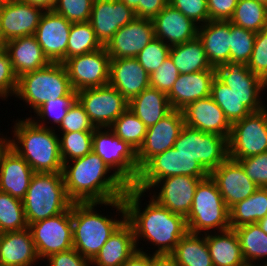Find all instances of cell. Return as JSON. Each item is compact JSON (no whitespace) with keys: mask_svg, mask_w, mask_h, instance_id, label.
<instances>
[{"mask_svg":"<svg viewBox=\"0 0 267 266\" xmlns=\"http://www.w3.org/2000/svg\"><path fill=\"white\" fill-rule=\"evenodd\" d=\"M144 193L132 186L127 188L123 196L126 221L132 226L136 248L140 250L138 245L142 239L155 246L153 254H171L188 232L186 219L159 205L151 197L142 209L141 198L144 195L147 197Z\"/></svg>","mask_w":267,"mask_h":266,"instance_id":"6da1fadb","label":"cell"},{"mask_svg":"<svg viewBox=\"0 0 267 266\" xmlns=\"http://www.w3.org/2000/svg\"><path fill=\"white\" fill-rule=\"evenodd\" d=\"M62 176L73 203L121 199L128 188L94 151L63 163Z\"/></svg>","mask_w":267,"mask_h":266,"instance_id":"7a4b0ae2","label":"cell"},{"mask_svg":"<svg viewBox=\"0 0 267 266\" xmlns=\"http://www.w3.org/2000/svg\"><path fill=\"white\" fill-rule=\"evenodd\" d=\"M97 205L111 206L119 219L97 211ZM98 212V213H97ZM120 213V214H119ZM73 248L92 261L113 232L126 220L123 198L104 203H72Z\"/></svg>","mask_w":267,"mask_h":266,"instance_id":"3957f363","label":"cell"},{"mask_svg":"<svg viewBox=\"0 0 267 266\" xmlns=\"http://www.w3.org/2000/svg\"><path fill=\"white\" fill-rule=\"evenodd\" d=\"M12 129L11 148L35 173H62L59 134L55 128L38 126L28 117L16 120Z\"/></svg>","mask_w":267,"mask_h":266,"instance_id":"277c9868","label":"cell"},{"mask_svg":"<svg viewBox=\"0 0 267 266\" xmlns=\"http://www.w3.org/2000/svg\"><path fill=\"white\" fill-rule=\"evenodd\" d=\"M22 202L28 226L67 211L73 203L62 173H34Z\"/></svg>","mask_w":267,"mask_h":266,"instance_id":"5b68a950","label":"cell"},{"mask_svg":"<svg viewBox=\"0 0 267 266\" xmlns=\"http://www.w3.org/2000/svg\"><path fill=\"white\" fill-rule=\"evenodd\" d=\"M66 95H77V91L73 89L63 63H50L18 77L15 98L26 102L34 112L46 101Z\"/></svg>","mask_w":267,"mask_h":266,"instance_id":"8992f818","label":"cell"},{"mask_svg":"<svg viewBox=\"0 0 267 266\" xmlns=\"http://www.w3.org/2000/svg\"><path fill=\"white\" fill-rule=\"evenodd\" d=\"M185 219L187 230L192 234L204 235L231 228L229 209L210 175L199 181L191 210Z\"/></svg>","mask_w":267,"mask_h":266,"instance_id":"52a82bcc","label":"cell"},{"mask_svg":"<svg viewBox=\"0 0 267 266\" xmlns=\"http://www.w3.org/2000/svg\"><path fill=\"white\" fill-rule=\"evenodd\" d=\"M92 151L128 186L132 187L139 177L137 151L116 136L109 128H95L92 135Z\"/></svg>","mask_w":267,"mask_h":266,"instance_id":"ba28073f","label":"cell"},{"mask_svg":"<svg viewBox=\"0 0 267 266\" xmlns=\"http://www.w3.org/2000/svg\"><path fill=\"white\" fill-rule=\"evenodd\" d=\"M175 175L206 178L209 173L190 155L179 153L174 147L152 157L139 172L133 187L148 190L160 179Z\"/></svg>","mask_w":267,"mask_h":266,"instance_id":"9c48e42d","label":"cell"},{"mask_svg":"<svg viewBox=\"0 0 267 266\" xmlns=\"http://www.w3.org/2000/svg\"><path fill=\"white\" fill-rule=\"evenodd\" d=\"M174 148L181 154L190 155L210 174L228 157V138L216 133H206L184 125Z\"/></svg>","mask_w":267,"mask_h":266,"instance_id":"30bf717a","label":"cell"},{"mask_svg":"<svg viewBox=\"0 0 267 266\" xmlns=\"http://www.w3.org/2000/svg\"><path fill=\"white\" fill-rule=\"evenodd\" d=\"M267 152V107L251 112L231 125L229 158L234 160Z\"/></svg>","mask_w":267,"mask_h":266,"instance_id":"8fae6325","label":"cell"},{"mask_svg":"<svg viewBox=\"0 0 267 266\" xmlns=\"http://www.w3.org/2000/svg\"><path fill=\"white\" fill-rule=\"evenodd\" d=\"M28 228L42 261L52 254L73 248L71 207L61 214L32 223Z\"/></svg>","mask_w":267,"mask_h":266,"instance_id":"7c38bea8","label":"cell"},{"mask_svg":"<svg viewBox=\"0 0 267 266\" xmlns=\"http://www.w3.org/2000/svg\"><path fill=\"white\" fill-rule=\"evenodd\" d=\"M215 70L216 77L228 86L251 112H258L267 107L265 101H262L267 83L251 72L245 63L229 61Z\"/></svg>","mask_w":267,"mask_h":266,"instance_id":"4fadbf2b","label":"cell"},{"mask_svg":"<svg viewBox=\"0 0 267 266\" xmlns=\"http://www.w3.org/2000/svg\"><path fill=\"white\" fill-rule=\"evenodd\" d=\"M77 100L84 107L95 128L110 127L128 108L126 98L109 84L79 90Z\"/></svg>","mask_w":267,"mask_h":266,"instance_id":"5bb4252c","label":"cell"},{"mask_svg":"<svg viewBox=\"0 0 267 266\" xmlns=\"http://www.w3.org/2000/svg\"><path fill=\"white\" fill-rule=\"evenodd\" d=\"M110 56L102 48L87 54L67 59L65 65L71 85L75 91L108 85Z\"/></svg>","mask_w":267,"mask_h":266,"instance_id":"9a60e30c","label":"cell"},{"mask_svg":"<svg viewBox=\"0 0 267 266\" xmlns=\"http://www.w3.org/2000/svg\"><path fill=\"white\" fill-rule=\"evenodd\" d=\"M201 179L204 178L185 175L160 179L148 190V192L150 191L149 196L172 213L186 218L191 210L194 194ZM155 188L158 192L154 190Z\"/></svg>","mask_w":267,"mask_h":266,"instance_id":"2e32d148","label":"cell"},{"mask_svg":"<svg viewBox=\"0 0 267 266\" xmlns=\"http://www.w3.org/2000/svg\"><path fill=\"white\" fill-rule=\"evenodd\" d=\"M71 25V22L54 10L42 14L34 36L51 63L66 61Z\"/></svg>","mask_w":267,"mask_h":266,"instance_id":"e0dca14e","label":"cell"},{"mask_svg":"<svg viewBox=\"0 0 267 266\" xmlns=\"http://www.w3.org/2000/svg\"><path fill=\"white\" fill-rule=\"evenodd\" d=\"M184 125L181 110L173 109L156 124L147 128L143 144L137 150L139 170L155 155L174 147Z\"/></svg>","mask_w":267,"mask_h":266,"instance_id":"ac0fdd59","label":"cell"},{"mask_svg":"<svg viewBox=\"0 0 267 266\" xmlns=\"http://www.w3.org/2000/svg\"><path fill=\"white\" fill-rule=\"evenodd\" d=\"M155 39L153 21L135 18L121 27L106 44L111 59L136 58Z\"/></svg>","mask_w":267,"mask_h":266,"instance_id":"d6986e66","label":"cell"},{"mask_svg":"<svg viewBox=\"0 0 267 266\" xmlns=\"http://www.w3.org/2000/svg\"><path fill=\"white\" fill-rule=\"evenodd\" d=\"M136 18L135 11L121 0H94L89 22L102 46L124 25Z\"/></svg>","mask_w":267,"mask_h":266,"instance_id":"ffe728a7","label":"cell"},{"mask_svg":"<svg viewBox=\"0 0 267 266\" xmlns=\"http://www.w3.org/2000/svg\"><path fill=\"white\" fill-rule=\"evenodd\" d=\"M209 175L215 181L228 209L259 188L246 175L242 165L229 157Z\"/></svg>","mask_w":267,"mask_h":266,"instance_id":"44dd1931","label":"cell"},{"mask_svg":"<svg viewBox=\"0 0 267 266\" xmlns=\"http://www.w3.org/2000/svg\"><path fill=\"white\" fill-rule=\"evenodd\" d=\"M44 10L21 0H0V23L6 41L34 35Z\"/></svg>","mask_w":267,"mask_h":266,"instance_id":"7402d4cb","label":"cell"},{"mask_svg":"<svg viewBox=\"0 0 267 266\" xmlns=\"http://www.w3.org/2000/svg\"><path fill=\"white\" fill-rule=\"evenodd\" d=\"M181 112L185 125L229 138L231 124L211 96L191 102Z\"/></svg>","mask_w":267,"mask_h":266,"instance_id":"603a6c76","label":"cell"},{"mask_svg":"<svg viewBox=\"0 0 267 266\" xmlns=\"http://www.w3.org/2000/svg\"><path fill=\"white\" fill-rule=\"evenodd\" d=\"M152 21L155 38L170 47L192 40L198 35L199 25L169 3Z\"/></svg>","mask_w":267,"mask_h":266,"instance_id":"cb8c5ba5","label":"cell"},{"mask_svg":"<svg viewBox=\"0 0 267 266\" xmlns=\"http://www.w3.org/2000/svg\"><path fill=\"white\" fill-rule=\"evenodd\" d=\"M108 84L129 101L150 87V75L136 58L111 59Z\"/></svg>","mask_w":267,"mask_h":266,"instance_id":"d4e9b609","label":"cell"},{"mask_svg":"<svg viewBox=\"0 0 267 266\" xmlns=\"http://www.w3.org/2000/svg\"><path fill=\"white\" fill-rule=\"evenodd\" d=\"M215 77V69L180 74L167 94L172 109L182 110L191 102L210 96Z\"/></svg>","mask_w":267,"mask_h":266,"instance_id":"484cf974","label":"cell"},{"mask_svg":"<svg viewBox=\"0 0 267 266\" xmlns=\"http://www.w3.org/2000/svg\"><path fill=\"white\" fill-rule=\"evenodd\" d=\"M39 260L29 228L0 233V266H33Z\"/></svg>","mask_w":267,"mask_h":266,"instance_id":"4316f807","label":"cell"},{"mask_svg":"<svg viewBox=\"0 0 267 266\" xmlns=\"http://www.w3.org/2000/svg\"><path fill=\"white\" fill-rule=\"evenodd\" d=\"M34 173L29 164L10 148L0 165V192L23 200Z\"/></svg>","mask_w":267,"mask_h":266,"instance_id":"83f0119b","label":"cell"},{"mask_svg":"<svg viewBox=\"0 0 267 266\" xmlns=\"http://www.w3.org/2000/svg\"><path fill=\"white\" fill-rule=\"evenodd\" d=\"M5 50L9 55L12 68L17 77L24 73L44 68L51 63L34 35L7 41Z\"/></svg>","mask_w":267,"mask_h":266,"instance_id":"f1b7e54d","label":"cell"},{"mask_svg":"<svg viewBox=\"0 0 267 266\" xmlns=\"http://www.w3.org/2000/svg\"><path fill=\"white\" fill-rule=\"evenodd\" d=\"M208 62L216 68L230 61V21H208L198 27Z\"/></svg>","mask_w":267,"mask_h":266,"instance_id":"f546056e","label":"cell"},{"mask_svg":"<svg viewBox=\"0 0 267 266\" xmlns=\"http://www.w3.org/2000/svg\"><path fill=\"white\" fill-rule=\"evenodd\" d=\"M136 250L132 226L125 220L101 247L91 265L121 266Z\"/></svg>","mask_w":267,"mask_h":266,"instance_id":"4dcf8cb0","label":"cell"},{"mask_svg":"<svg viewBox=\"0 0 267 266\" xmlns=\"http://www.w3.org/2000/svg\"><path fill=\"white\" fill-rule=\"evenodd\" d=\"M213 234L206 233L205 238L214 266H247L234 229L229 228Z\"/></svg>","mask_w":267,"mask_h":266,"instance_id":"1f68e13d","label":"cell"},{"mask_svg":"<svg viewBox=\"0 0 267 266\" xmlns=\"http://www.w3.org/2000/svg\"><path fill=\"white\" fill-rule=\"evenodd\" d=\"M130 109L147 128L156 124L168 115L173 109L167 94L158 89L148 87L139 95L128 101Z\"/></svg>","mask_w":267,"mask_h":266,"instance_id":"d6a6232c","label":"cell"},{"mask_svg":"<svg viewBox=\"0 0 267 266\" xmlns=\"http://www.w3.org/2000/svg\"><path fill=\"white\" fill-rule=\"evenodd\" d=\"M169 56L180 74L215 69L208 62L203 44L198 36L182 44L171 46Z\"/></svg>","mask_w":267,"mask_h":266,"instance_id":"836d02e7","label":"cell"},{"mask_svg":"<svg viewBox=\"0 0 267 266\" xmlns=\"http://www.w3.org/2000/svg\"><path fill=\"white\" fill-rule=\"evenodd\" d=\"M171 255L178 266H214L205 234L187 232L179 240Z\"/></svg>","mask_w":267,"mask_h":266,"instance_id":"e575fe53","label":"cell"},{"mask_svg":"<svg viewBox=\"0 0 267 266\" xmlns=\"http://www.w3.org/2000/svg\"><path fill=\"white\" fill-rule=\"evenodd\" d=\"M234 230L238 235L242 256L247 266H262L260 261L263 258L266 259L263 262L265 265L267 263V234L257 223L245 224Z\"/></svg>","mask_w":267,"mask_h":266,"instance_id":"d590c367","label":"cell"},{"mask_svg":"<svg viewBox=\"0 0 267 266\" xmlns=\"http://www.w3.org/2000/svg\"><path fill=\"white\" fill-rule=\"evenodd\" d=\"M267 216V188H258L251 196L229 209V223L232 229L257 223Z\"/></svg>","mask_w":267,"mask_h":266,"instance_id":"8d00e7d4","label":"cell"},{"mask_svg":"<svg viewBox=\"0 0 267 266\" xmlns=\"http://www.w3.org/2000/svg\"><path fill=\"white\" fill-rule=\"evenodd\" d=\"M229 21L257 33L267 28V6L257 0H238Z\"/></svg>","mask_w":267,"mask_h":266,"instance_id":"74e56055","label":"cell"},{"mask_svg":"<svg viewBox=\"0 0 267 266\" xmlns=\"http://www.w3.org/2000/svg\"><path fill=\"white\" fill-rule=\"evenodd\" d=\"M210 96L223 110L226 119L231 125L236 121L242 120L251 113V111L241 103L239 97L217 77L212 81Z\"/></svg>","mask_w":267,"mask_h":266,"instance_id":"f35d334b","label":"cell"},{"mask_svg":"<svg viewBox=\"0 0 267 266\" xmlns=\"http://www.w3.org/2000/svg\"><path fill=\"white\" fill-rule=\"evenodd\" d=\"M102 47L89 21L72 23L67 45L66 60L73 56L94 52Z\"/></svg>","mask_w":267,"mask_h":266,"instance_id":"ab89813d","label":"cell"},{"mask_svg":"<svg viewBox=\"0 0 267 266\" xmlns=\"http://www.w3.org/2000/svg\"><path fill=\"white\" fill-rule=\"evenodd\" d=\"M109 128L116 136L128 142L136 151L143 144L147 133L146 125L128 108Z\"/></svg>","mask_w":267,"mask_h":266,"instance_id":"60d3db41","label":"cell"},{"mask_svg":"<svg viewBox=\"0 0 267 266\" xmlns=\"http://www.w3.org/2000/svg\"><path fill=\"white\" fill-rule=\"evenodd\" d=\"M26 228H28V223L22 200L0 192V233Z\"/></svg>","mask_w":267,"mask_h":266,"instance_id":"b9f144b4","label":"cell"},{"mask_svg":"<svg viewBox=\"0 0 267 266\" xmlns=\"http://www.w3.org/2000/svg\"><path fill=\"white\" fill-rule=\"evenodd\" d=\"M76 100L77 95H66L64 97H59L53 101H46L35 112H33L37 114H34L35 118L34 116L33 118L30 116L29 118L38 126L54 129V127L48 126L46 124H49L51 121L55 125L57 124V126L55 127L58 128L62 123L63 118L67 115L69 108Z\"/></svg>","mask_w":267,"mask_h":266,"instance_id":"7bdbcfd3","label":"cell"},{"mask_svg":"<svg viewBox=\"0 0 267 266\" xmlns=\"http://www.w3.org/2000/svg\"><path fill=\"white\" fill-rule=\"evenodd\" d=\"M93 131L67 132L59 134L60 155L63 163L84 157L92 151Z\"/></svg>","mask_w":267,"mask_h":266,"instance_id":"ee69618b","label":"cell"},{"mask_svg":"<svg viewBox=\"0 0 267 266\" xmlns=\"http://www.w3.org/2000/svg\"><path fill=\"white\" fill-rule=\"evenodd\" d=\"M256 33L230 22V62L247 65L254 48Z\"/></svg>","mask_w":267,"mask_h":266,"instance_id":"f6af8a7d","label":"cell"},{"mask_svg":"<svg viewBox=\"0 0 267 266\" xmlns=\"http://www.w3.org/2000/svg\"><path fill=\"white\" fill-rule=\"evenodd\" d=\"M170 53V46L155 38L136 56L149 75L158 69Z\"/></svg>","mask_w":267,"mask_h":266,"instance_id":"bcb514c9","label":"cell"},{"mask_svg":"<svg viewBox=\"0 0 267 266\" xmlns=\"http://www.w3.org/2000/svg\"><path fill=\"white\" fill-rule=\"evenodd\" d=\"M94 0H58L54 11L71 23L90 20Z\"/></svg>","mask_w":267,"mask_h":266,"instance_id":"7dc6e473","label":"cell"},{"mask_svg":"<svg viewBox=\"0 0 267 266\" xmlns=\"http://www.w3.org/2000/svg\"><path fill=\"white\" fill-rule=\"evenodd\" d=\"M60 129V130H59ZM94 125L89 120L88 114L84 107L76 100L69 108L67 115L63 118L62 123L55 130L60 133L93 131ZM62 131V132H61Z\"/></svg>","mask_w":267,"mask_h":266,"instance_id":"c3c4849f","label":"cell"},{"mask_svg":"<svg viewBox=\"0 0 267 266\" xmlns=\"http://www.w3.org/2000/svg\"><path fill=\"white\" fill-rule=\"evenodd\" d=\"M248 69L267 83V28L256 33Z\"/></svg>","mask_w":267,"mask_h":266,"instance_id":"681fc988","label":"cell"},{"mask_svg":"<svg viewBox=\"0 0 267 266\" xmlns=\"http://www.w3.org/2000/svg\"><path fill=\"white\" fill-rule=\"evenodd\" d=\"M180 73L170 56L150 75V87L168 94Z\"/></svg>","mask_w":267,"mask_h":266,"instance_id":"f907efd6","label":"cell"},{"mask_svg":"<svg viewBox=\"0 0 267 266\" xmlns=\"http://www.w3.org/2000/svg\"><path fill=\"white\" fill-rule=\"evenodd\" d=\"M246 175L259 187L267 188V152L237 160Z\"/></svg>","mask_w":267,"mask_h":266,"instance_id":"816d5d0a","label":"cell"},{"mask_svg":"<svg viewBox=\"0 0 267 266\" xmlns=\"http://www.w3.org/2000/svg\"><path fill=\"white\" fill-rule=\"evenodd\" d=\"M18 86V77L14 73L12 63L5 48L0 49V99L6 100L15 96ZM6 98V99H5Z\"/></svg>","mask_w":267,"mask_h":266,"instance_id":"f5cc1de1","label":"cell"},{"mask_svg":"<svg viewBox=\"0 0 267 266\" xmlns=\"http://www.w3.org/2000/svg\"><path fill=\"white\" fill-rule=\"evenodd\" d=\"M168 3L199 26L210 21L207 0H168Z\"/></svg>","mask_w":267,"mask_h":266,"instance_id":"db71d44e","label":"cell"},{"mask_svg":"<svg viewBox=\"0 0 267 266\" xmlns=\"http://www.w3.org/2000/svg\"><path fill=\"white\" fill-rule=\"evenodd\" d=\"M46 266H90L91 261L81 256L74 248L50 255Z\"/></svg>","mask_w":267,"mask_h":266,"instance_id":"11a10c76","label":"cell"},{"mask_svg":"<svg viewBox=\"0 0 267 266\" xmlns=\"http://www.w3.org/2000/svg\"><path fill=\"white\" fill-rule=\"evenodd\" d=\"M238 0H207L211 21H229L233 16Z\"/></svg>","mask_w":267,"mask_h":266,"instance_id":"9f6ffc18","label":"cell"},{"mask_svg":"<svg viewBox=\"0 0 267 266\" xmlns=\"http://www.w3.org/2000/svg\"><path fill=\"white\" fill-rule=\"evenodd\" d=\"M168 4V0H138L137 18L153 20Z\"/></svg>","mask_w":267,"mask_h":266,"instance_id":"6f0895ef","label":"cell"},{"mask_svg":"<svg viewBox=\"0 0 267 266\" xmlns=\"http://www.w3.org/2000/svg\"><path fill=\"white\" fill-rule=\"evenodd\" d=\"M142 249L144 248L141 247L140 250H136L121 266H150V253H146Z\"/></svg>","mask_w":267,"mask_h":266,"instance_id":"680465c9","label":"cell"},{"mask_svg":"<svg viewBox=\"0 0 267 266\" xmlns=\"http://www.w3.org/2000/svg\"><path fill=\"white\" fill-rule=\"evenodd\" d=\"M150 266H178L171 254H150Z\"/></svg>","mask_w":267,"mask_h":266,"instance_id":"91938a15","label":"cell"},{"mask_svg":"<svg viewBox=\"0 0 267 266\" xmlns=\"http://www.w3.org/2000/svg\"><path fill=\"white\" fill-rule=\"evenodd\" d=\"M44 11L53 10L58 0H21Z\"/></svg>","mask_w":267,"mask_h":266,"instance_id":"94428289","label":"cell"},{"mask_svg":"<svg viewBox=\"0 0 267 266\" xmlns=\"http://www.w3.org/2000/svg\"><path fill=\"white\" fill-rule=\"evenodd\" d=\"M3 136L4 135L0 133V165H1L4 155L11 148V137L7 138V135L6 137L5 136L3 137Z\"/></svg>","mask_w":267,"mask_h":266,"instance_id":"6125c7cd","label":"cell"},{"mask_svg":"<svg viewBox=\"0 0 267 266\" xmlns=\"http://www.w3.org/2000/svg\"><path fill=\"white\" fill-rule=\"evenodd\" d=\"M127 7L132 8L135 11L136 16L138 15V0H121Z\"/></svg>","mask_w":267,"mask_h":266,"instance_id":"be15d7a7","label":"cell"},{"mask_svg":"<svg viewBox=\"0 0 267 266\" xmlns=\"http://www.w3.org/2000/svg\"><path fill=\"white\" fill-rule=\"evenodd\" d=\"M257 224L267 234V216L260 219Z\"/></svg>","mask_w":267,"mask_h":266,"instance_id":"e7e4bbea","label":"cell"},{"mask_svg":"<svg viewBox=\"0 0 267 266\" xmlns=\"http://www.w3.org/2000/svg\"><path fill=\"white\" fill-rule=\"evenodd\" d=\"M6 40L3 36L2 30H1V23H0V48H5Z\"/></svg>","mask_w":267,"mask_h":266,"instance_id":"03108f58","label":"cell"},{"mask_svg":"<svg viewBox=\"0 0 267 266\" xmlns=\"http://www.w3.org/2000/svg\"><path fill=\"white\" fill-rule=\"evenodd\" d=\"M259 3H262L267 6V0H257Z\"/></svg>","mask_w":267,"mask_h":266,"instance_id":"003e7915","label":"cell"}]
</instances>
